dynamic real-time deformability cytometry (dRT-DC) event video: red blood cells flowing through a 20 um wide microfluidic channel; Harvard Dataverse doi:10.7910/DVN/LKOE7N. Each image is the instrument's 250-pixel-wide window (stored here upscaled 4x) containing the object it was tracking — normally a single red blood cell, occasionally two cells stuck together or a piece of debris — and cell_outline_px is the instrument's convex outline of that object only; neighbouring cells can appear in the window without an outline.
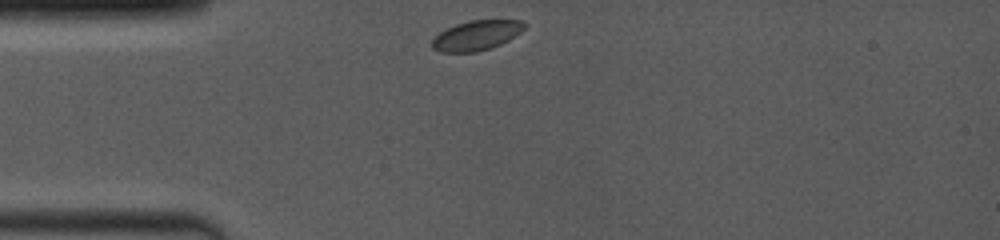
{"species": "common noctule bat (a hibernating species)", "species_latin": "Nyctalus noctula", "temperature_condition": "room temperature", "stored_images_in_passage": 3, "camera_frame_rate_fps": 4000, "um_per_image_px": 0.085, "animal": {"sex": "female", "body_mass_g": 19.0, "forearm_length_mm": 53.3}, "frame": {"image": 1, "passage_image": 1, "time_ms": 0.0, "image_size_px": [1000, 240], "cell_outline_px": [[528, 24], [520, 32], [508, 40], [500, 44], [476, 52], [440, 52], [432, 48], [432, 40], [440, 32], [456, 24], [472, 20], [520, 20]], "centroid_in_image_um": [40.5, 3.0], "position_along_channel_um": 44.5, "area_um2": 15.84}}